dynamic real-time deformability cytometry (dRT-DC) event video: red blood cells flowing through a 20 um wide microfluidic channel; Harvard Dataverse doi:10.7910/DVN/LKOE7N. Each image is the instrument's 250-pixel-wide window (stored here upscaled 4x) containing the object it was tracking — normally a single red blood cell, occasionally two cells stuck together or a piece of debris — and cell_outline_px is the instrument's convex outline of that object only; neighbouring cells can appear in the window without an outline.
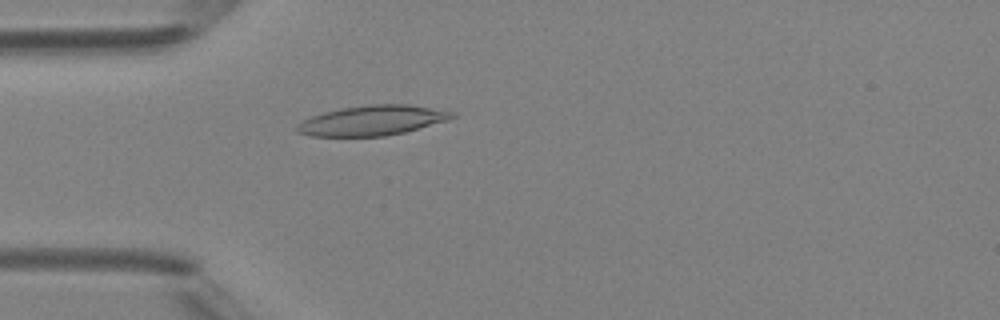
{"species": "Egyptian fruit bat (a non-hibernating species)", "species_latin": "Rousettus aegyptiacus", "temperature_condition": "room temperature", "stored_images_in_passage": 3, "camera_frame_rate_fps": 3000, "um_per_image_px": 0.085, "animal": {"sex": "female"}, "frame": {"image": 1, "passage_image": 3, "time_ms": 2.0, "image_size_px": [1000, 320], "cell_outline_px": [[456, 116], [448, 120], [404, 132], [384, 136], [312, 136], [296, 132], [296, 124], [312, 116], [324, 112], [340, 108], [368, 104], [408, 104], [456, 112]], "centroid_in_image_um": [31.64, 10.23], "position_along_channel_um": 53.4, "area_um2": 27.05}}